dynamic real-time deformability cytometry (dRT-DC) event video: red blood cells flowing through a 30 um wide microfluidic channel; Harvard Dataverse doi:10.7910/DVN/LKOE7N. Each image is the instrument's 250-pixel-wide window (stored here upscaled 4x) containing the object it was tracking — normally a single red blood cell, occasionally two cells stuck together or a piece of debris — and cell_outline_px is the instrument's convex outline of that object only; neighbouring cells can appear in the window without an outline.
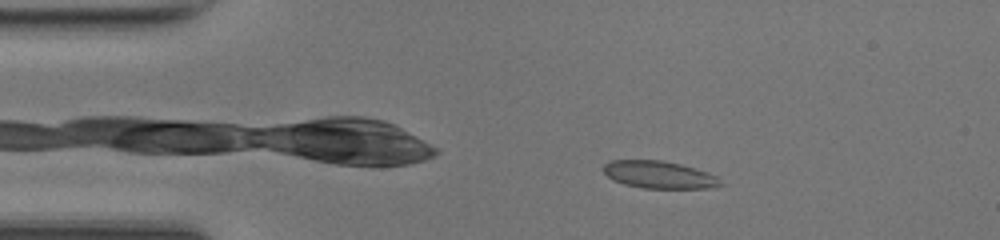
{"species": "common noctule bat (a hibernating species)", "species_latin": "Nyctalus noctula", "temperature_condition": "room temperature", "stored_images_in_passage": 37, "camera_frame_rate_fps": 3000, "um_per_image_px": 0.085, "animal": {"sex": "female", "body_mass_g": 17.0, "forearm_length_mm": 48.0}, "frame": {"image": 1, "passage_image": 7, "time_ms": 2.0, "image_size_px": [1000, 240], "cell_outline_px": [[724, 184], [708, 188], [644, 188], [624, 184], [612, 180], [604, 172], [604, 164], [608, 160], [660, 160], [680, 164], [708, 172], [716, 176]], "centroid_in_image_um": [56.0, 14.85], "position_along_channel_um": 29.0, "area_um2": 18.61}}
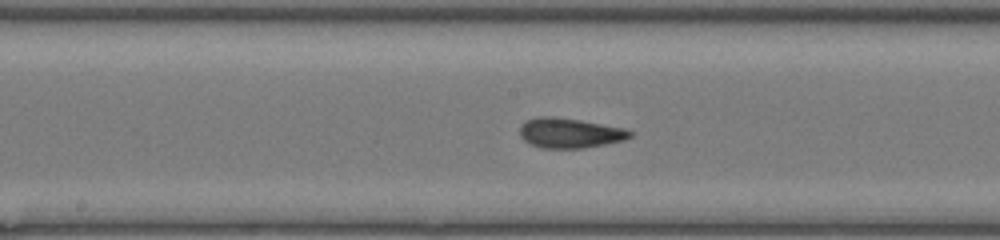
{"frame": {"image": 2, "passage_image": 23, "time_ms": 7.333, "image_size_px": [1000, 240], "cell_outline_px": [[636, 132], [632, 136], [624, 140], [584, 148], [540, 148], [524, 140], [520, 136], [520, 124], [524, 120], [540, 116], [548, 116], [580, 120], [624, 128]], "centroid_in_image_um": [48.43, 11.3], "position_along_channel_um": 199.8, "area_um2": 19.31}}
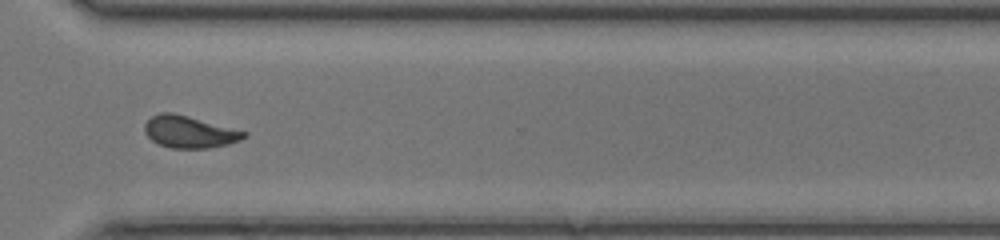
{"frame": {"image": 3, "passage_image": 34, "time_ms": 11.0, "image_size_px": [1000, 240], "cell_outline_px": [[248, 136], [240, 140], [228, 144], [208, 148], [172, 148], [160, 144], [152, 140], [144, 132], [144, 124], [152, 116], [160, 112], [172, 112], [188, 116], [248, 132]], "centroid_in_image_um": [16.1, 11.21], "position_along_channel_um": 354.5, "area_um2": 18.44}, "authors_computed_cell_mechanics": {"area_um2": 18.7272, "velocity_mm_per_s": 4.2306, "shape_relaxation_time_tau1_ms": 5.3533, "shape_relaxation_time_tau2_ms": 1.0452, "deformation_change_tau1": 0.1767, "deformation_change_tau2": 0.0805}}